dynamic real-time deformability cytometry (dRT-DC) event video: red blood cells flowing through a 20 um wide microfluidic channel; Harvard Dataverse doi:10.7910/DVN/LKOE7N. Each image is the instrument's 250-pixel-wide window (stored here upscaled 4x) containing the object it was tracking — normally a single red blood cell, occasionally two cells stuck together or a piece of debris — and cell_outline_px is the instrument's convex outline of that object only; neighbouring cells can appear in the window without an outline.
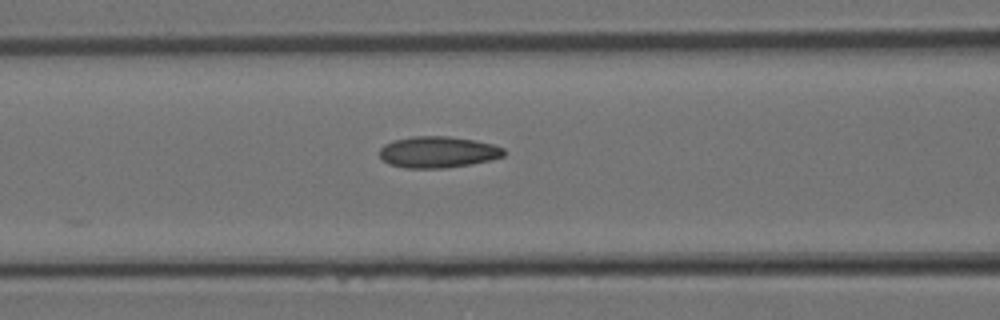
{"species": "Egyptian fruit bat (a non-hibernating species)", "species_latin": "Rousettus aegyptiacus", "temperature_condition": "room temperature", "stored_images_in_passage": 6, "camera_frame_rate_fps": 3000, "um_per_image_px": 0.085, "animal": {"sex": "female"}, "frame": {"image": 1, "passage_image": 5, "time_ms": 1.333, "image_size_px": [1000, 320], "cell_outline_px": [[504, 156], [472, 164], [444, 168], [404, 168], [388, 164], [380, 156], [380, 148], [384, 144], [392, 140], [412, 136], [448, 136], [472, 140], [492, 144], [504, 148]], "centroid_in_image_um": [37.18, 12.92], "position_along_channel_um": 129.4, "area_um2": 22.72}}